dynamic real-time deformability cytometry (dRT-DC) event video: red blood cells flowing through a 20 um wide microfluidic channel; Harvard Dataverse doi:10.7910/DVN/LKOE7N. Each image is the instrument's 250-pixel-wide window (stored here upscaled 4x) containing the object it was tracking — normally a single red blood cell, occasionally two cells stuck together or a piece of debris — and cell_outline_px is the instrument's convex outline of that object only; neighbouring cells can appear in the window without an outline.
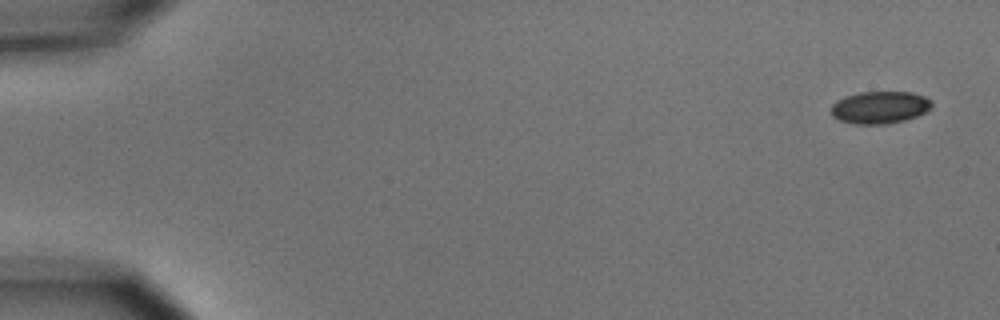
{"species": "common noctule bat (a hibernating species)", "species_latin": "Nyctalus noctula", "temperature_condition": "cold", "stored_images_in_passage": 5, "camera_frame_rate_fps": 3000, "um_per_image_px": 0.085, "animal": {"sex": "male", "body_mass_g": 15.6}, "frame": {"image": 1, "passage_image": 1, "time_ms": 0.0, "image_size_px": [1000, 320], "cell_outline_px": [[932, 108], [928, 112], [904, 120], [884, 124], [852, 124], [840, 120], [832, 116], [832, 104], [836, 100], [844, 96], [860, 92], [912, 92], [924, 96], [932, 100]], "centroid_in_image_um": [74.8, 9.12], "position_along_channel_um": 10.2, "area_um2": 19.13}}